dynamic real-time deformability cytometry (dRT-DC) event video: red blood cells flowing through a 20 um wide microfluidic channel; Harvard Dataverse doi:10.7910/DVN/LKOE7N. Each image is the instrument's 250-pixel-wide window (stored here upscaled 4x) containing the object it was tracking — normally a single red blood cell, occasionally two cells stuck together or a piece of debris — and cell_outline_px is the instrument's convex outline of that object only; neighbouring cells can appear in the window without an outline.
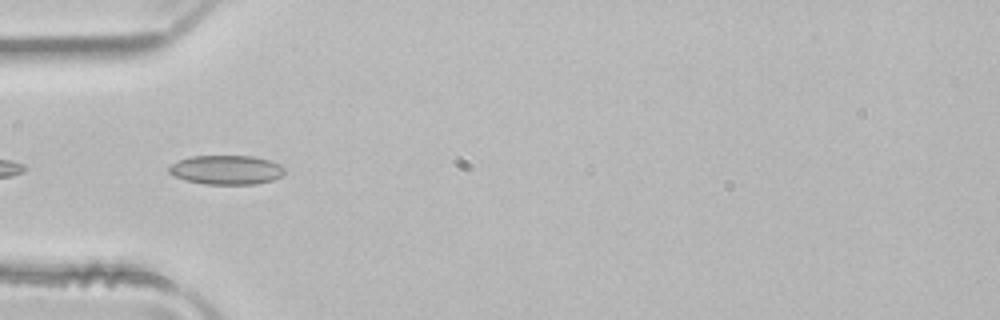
{"species": "common noctule bat (a hibernating species)", "species_latin": "Nyctalus noctula", "temperature_condition": "room temperature", "stored_images_in_passage": 5, "camera_frame_rate_fps": 3000, "um_per_image_px": 0.085, "animal": {"sex": "male", "body_mass_g": 21.5, "forearm_length_mm": 52.0}, "frame": {"image": 1, "passage_image": 3, "time_ms": 0.667, "image_size_px": [1000, 320], "cell_outline_px": [[284, 172], [280, 176], [272, 180], [256, 184], [204, 184], [188, 180], [176, 176], [168, 172], [168, 168], [172, 164], [180, 160], [192, 156], [252, 156], [268, 160], [280, 164], [284, 168]], "centroid_in_image_um": [19.25, 14.44], "position_along_channel_um": 65.7, "area_um2": 19.42}}